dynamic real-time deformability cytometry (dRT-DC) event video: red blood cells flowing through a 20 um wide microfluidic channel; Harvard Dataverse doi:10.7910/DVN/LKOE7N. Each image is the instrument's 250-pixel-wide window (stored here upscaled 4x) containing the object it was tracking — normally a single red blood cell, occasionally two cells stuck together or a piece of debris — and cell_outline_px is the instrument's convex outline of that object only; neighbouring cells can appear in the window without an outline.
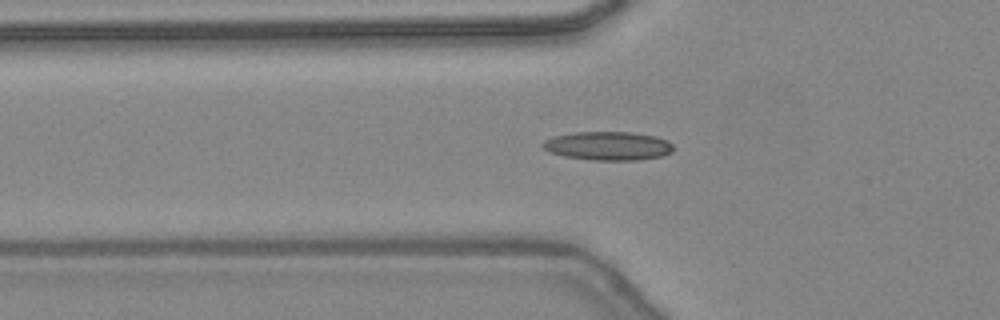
{"species": "common noctule bat (a hibernating species)", "species_latin": "Nyctalus noctula", "temperature_condition": "warm", "stored_images_in_passage": 43, "camera_frame_rate_fps": 3000, "um_per_image_px": 0.085, "animal": {"sex": "female", "body_mass_g": 24.6, "forearm_length_mm": 56.2}, "frame": {"image": 1, "passage_image": 17, "time_ms": 5.333, "image_size_px": [1000, 320], "cell_outline_px": [[672, 152], [664, 156], [636, 160], [592, 160], [564, 156], [552, 152], [544, 148], [540, 144], [544, 140], [556, 136], [576, 132], [632, 132], [656, 136], [668, 140], [672, 144]], "centroid_in_image_um": [51.72, 12.4], "position_along_channel_um": 74.1, "area_um2": 21.79}}
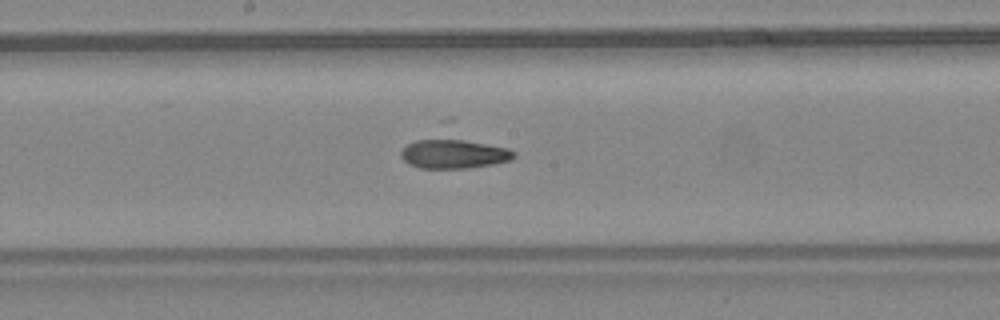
{"frame": {"image": 2, "passage_image": 26, "time_ms": 8.333, "image_size_px": [1000, 320], "cell_outline_px": [[516, 156], [512, 160], [492, 164], [468, 168], [420, 168], [408, 164], [400, 156], [400, 152], [408, 144], [416, 140], [440, 136], [452, 136], [508, 148], [516, 152]], "centroid_in_image_um": [38.57, 13.03], "position_along_channel_um": 209.6, "area_um2": 20.06}}
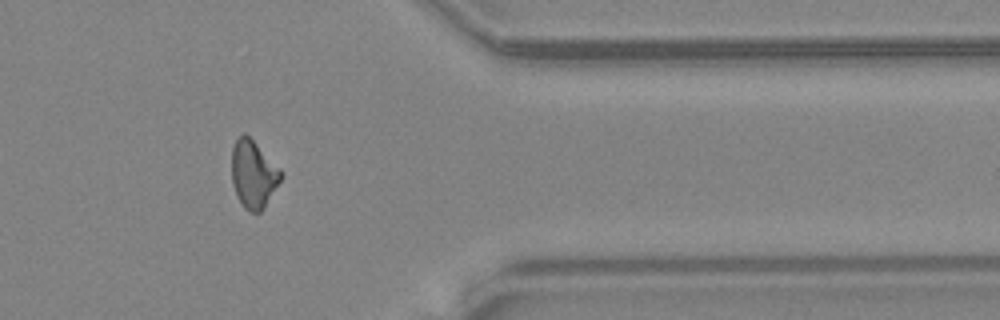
{"frame": {"image": 3, "passage_image": 39, "time_ms": 12.667, "image_size_px": [1000, 320], "cell_outline_px": [[280, 180], [264, 208], [260, 212], [248, 212], [244, 208], [236, 196], [232, 184], [232, 148], [236, 140], [244, 132], [280, 168]], "centroid_in_image_um": [21.5, 14.83], "position_along_channel_um": 389.9, "area_um2": 19.07}}